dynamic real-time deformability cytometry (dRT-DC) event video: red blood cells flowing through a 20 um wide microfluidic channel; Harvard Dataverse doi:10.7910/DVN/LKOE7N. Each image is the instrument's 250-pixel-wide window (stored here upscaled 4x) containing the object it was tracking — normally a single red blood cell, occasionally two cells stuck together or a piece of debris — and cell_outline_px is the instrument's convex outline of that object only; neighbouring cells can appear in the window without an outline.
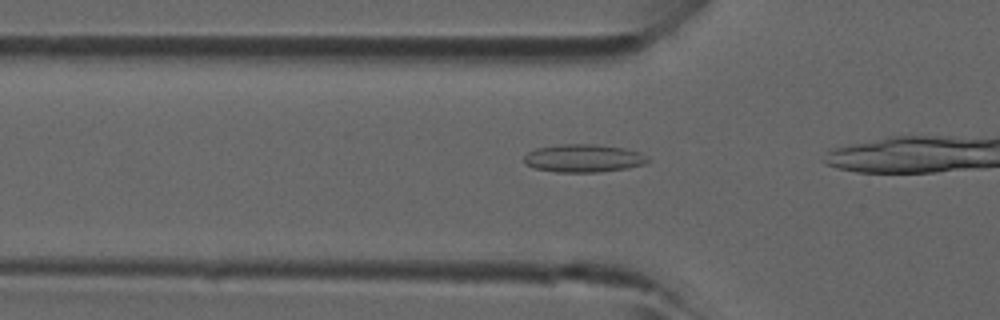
{"species": "common noctule bat (a hibernating species)", "species_latin": "Nyctalus noctula", "temperature_condition": "room temperature", "stored_images_in_passage": 9, "camera_frame_rate_fps": 3000, "um_per_image_px": 0.085, "animal": {"sex": "male", "forearm_length_mm": 52.5}, "frame": {"image": 1, "passage_image": 4, "time_ms": 1.0, "image_size_px": [1000, 320], "cell_outline_px": [[652, 160], [644, 164], [628, 168], [600, 172], [556, 172], [532, 168], [524, 164], [524, 156], [528, 152], [536, 148], [564, 144], [592, 144], [624, 148], [640, 152], [648, 156]], "centroid_in_image_um": [49.61, 13.46], "position_along_channel_um": 76.2, "area_um2": 20.35}}
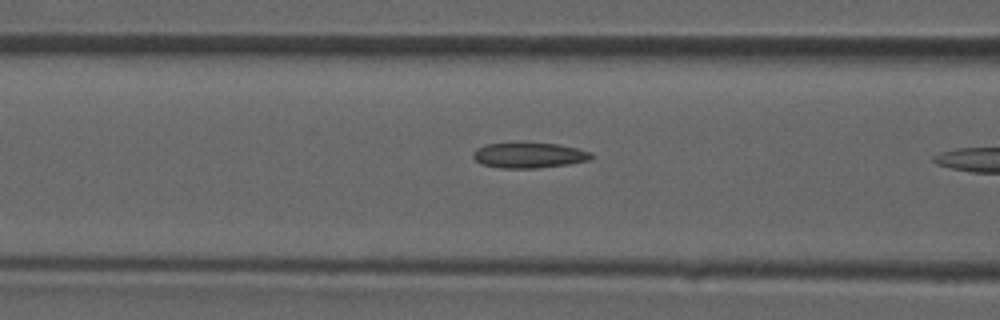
{"frame": {"image": 2, "passage_image": 7, "time_ms": 2.0, "image_size_px": [1000, 320], "cell_outline_px": [[592, 160], [568, 164], [540, 168], [500, 168], [480, 164], [472, 156], [472, 152], [476, 148], [488, 144], [556, 144], [576, 148], [592, 152]], "centroid_in_image_um": [44.97, 13.22], "position_along_channel_um": 121.6, "area_um2": 17.28}}